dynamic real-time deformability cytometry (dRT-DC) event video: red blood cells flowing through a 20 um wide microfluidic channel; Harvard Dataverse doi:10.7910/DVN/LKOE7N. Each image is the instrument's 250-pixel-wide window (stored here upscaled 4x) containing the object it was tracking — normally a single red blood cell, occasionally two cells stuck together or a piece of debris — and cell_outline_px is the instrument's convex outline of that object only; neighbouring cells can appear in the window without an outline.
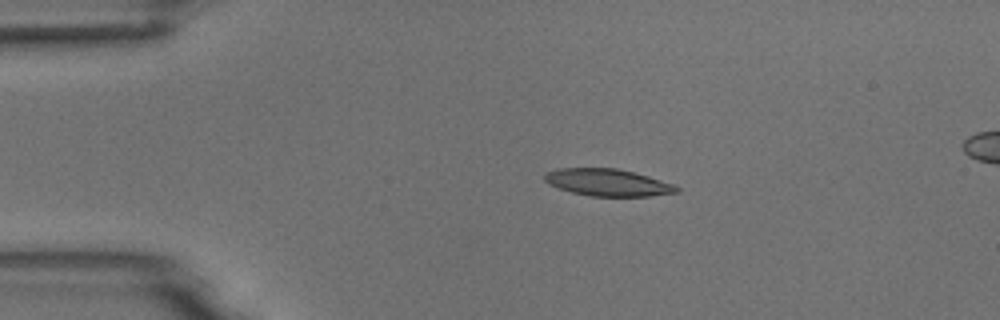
{"species": "common noctule bat (a hibernating species)", "species_latin": "Nyctalus noctula", "temperature_condition": "room temperature", "stored_images_in_passage": 3, "camera_frame_rate_fps": 3000, "um_per_image_px": 0.085, "animal": {"sex": "male", "body_mass_g": 18.8}, "frame": {"image": 1, "passage_image": 3, "time_ms": 2.333, "image_size_px": [1000, 320], "cell_outline_px": [[680, 192], [648, 196], [588, 196], [572, 192], [548, 184], [544, 180], [544, 176], [548, 172], [556, 168], [616, 168], [648, 176], [672, 184], [680, 188]], "centroid_in_image_um": [51.65, 15.51], "position_along_channel_um": 33.4, "area_um2": 20.69}}